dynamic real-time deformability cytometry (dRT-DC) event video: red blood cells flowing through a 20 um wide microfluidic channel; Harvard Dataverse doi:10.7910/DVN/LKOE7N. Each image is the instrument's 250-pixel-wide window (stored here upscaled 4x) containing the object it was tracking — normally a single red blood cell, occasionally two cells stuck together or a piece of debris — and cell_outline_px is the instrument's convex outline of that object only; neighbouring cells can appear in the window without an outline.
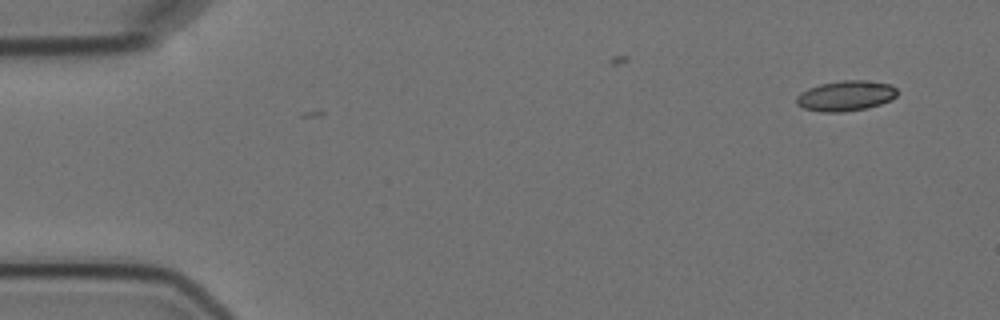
{"species": "Egyptian fruit bat (a non-hibernating species)", "species_latin": "Rousettus aegyptiacus", "temperature_condition": "cold", "stored_images_in_passage": 4, "camera_frame_rate_fps": 3000, "um_per_image_px": 0.085, "animal": {"sex": "female"}, "frame": {"image": 1, "passage_image": 1, "time_ms": 0.0, "image_size_px": [1000, 320], "cell_outline_px": [[896, 96], [880, 104], [868, 108], [844, 112], [820, 112], [804, 108], [796, 104], [796, 96], [800, 92], [808, 88], [820, 84], [840, 80], [864, 80], [892, 84], [896, 88]], "centroid_in_image_um": [71.86, 8.14], "position_along_channel_um": 13.1, "area_um2": 17.92}}
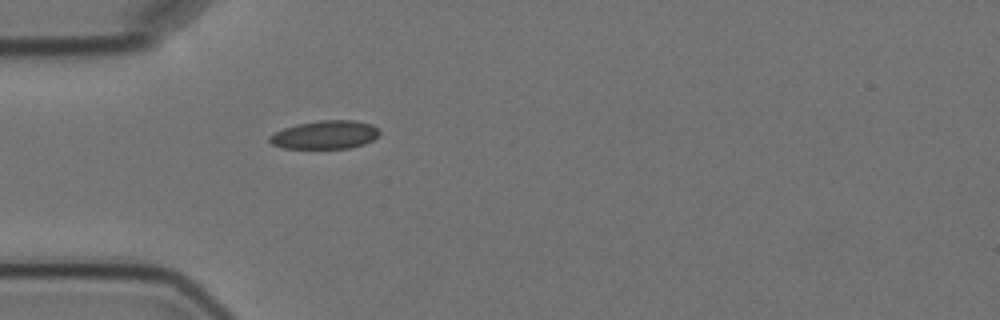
{"frame": {"image": 2, "passage_image": 4, "time_ms": 4.333, "image_size_px": [1000, 320], "cell_outline_px": [[380, 132], [372, 140], [364, 144], [348, 148], [284, 148], [272, 144], [268, 140], [268, 136], [284, 128], [296, 124], [320, 120], [352, 120], [372, 124]], "centroid_in_image_um": [27.61, 11.45], "position_along_channel_um": 57.4, "area_um2": 18.03}}